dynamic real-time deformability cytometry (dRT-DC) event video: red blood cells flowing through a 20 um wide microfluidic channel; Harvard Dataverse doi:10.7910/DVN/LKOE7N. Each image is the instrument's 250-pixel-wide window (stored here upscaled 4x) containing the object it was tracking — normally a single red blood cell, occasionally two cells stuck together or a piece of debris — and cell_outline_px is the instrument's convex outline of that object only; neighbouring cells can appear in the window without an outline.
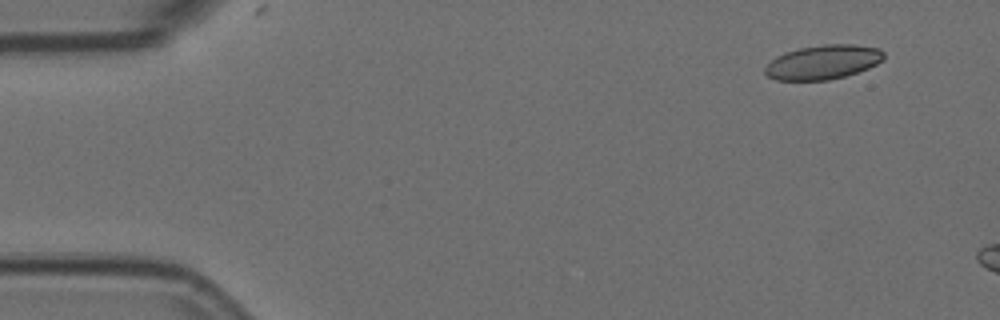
{"species": "Egyptian fruit bat (a non-hibernating species)", "species_latin": "Rousettus aegyptiacus", "temperature_condition": "room temperature", "stored_images_in_passage": 3, "camera_frame_rate_fps": 3000, "um_per_image_px": 0.085, "animal": {"sex": "female"}, "frame": {"image": 1, "passage_image": 1, "time_ms": 0.0, "image_size_px": [1000, 320], "cell_outline_px": [[884, 60], [868, 68], [844, 76], [828, 80], [776, 80], [768, 76], [764, 72], [764, 68], [776, 56], [784, 52], [800, 48], [824, 44], [856, 44], [880, 48], [884, 52]], "centroid_in_image_um": [69.97, 5.27], "position_along_channel_um": 15.0, "area_um2": 23.76}}